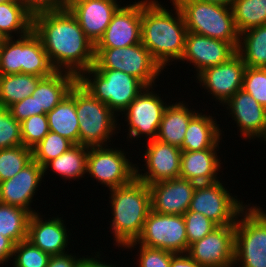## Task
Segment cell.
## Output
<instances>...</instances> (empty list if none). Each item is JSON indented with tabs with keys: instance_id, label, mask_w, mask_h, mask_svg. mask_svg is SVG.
<instances>
[{
	"instance_id": "2",
	"label": "cell",
	"mask_w": 266,
	"mask_h": 267,
	"mask_svg": "<svg viewBox=\"0 0 266 267\" xmlns=\"http://www.w3.org/2000/svg\"><path fill=\"white\" fill-rule=\"evenodd\" d=\"M158 0H142L141 43L164 70L172 61H180L187 28L180 8L172 1L175 16Z\"/></svg>"
},
{
	"instance_id": "10",
	"label": "cell",
	"mask_w": 266,
	"mask_h": 267,
	"mask_svg": "<svg viewBox=\"0 0 266 267\" xmlns=\"http://www.w3.org/2000/svg\"><path fill=\"white\" fill-rule=\"evenodd\" d=\"M222 184L221 181L197 184L188 211L201 213L218 226L235 225L238 215L247 205Z\"/></svg>"
},
{
	"instance_id": "45",
	"label": "cell",
	"mask_w": 266,
	"mask_h": 267,
	"mask_svg": "<svg viewBox=\"0 0 266 267\" xmlns=\"http://www.w3.org/2000/svg\"><path fill=\"white\" fill-rule=\"evenodd\" d=\"M68 253L50 256L47 267H80L83 256L77 258L76 255Z\"/></svg>"
},
{
	"instance_id": "38",
	"label": "cell",
	"mask_w": 266,
	"mask_h": 267,
	"mask_svg": "<svg viewBox=\"0 0 266 267\" xmlns=\"http://www.w3.org/2000/svg\"><path fill=\"white\" fill-rule=\"evenodd\" d=\"M12 258L14 267H47L50 255L26 239L15 245Z\"/></svg>"
},
{
	"instance_id": "24",
	"label": "cell",
	"mask_w": 266,
	"mask_h": 267,
	"mask_svg": "<svg viewBox=\"0 0 266 267\" xmlns=\"http://www.w3.org/2000/svg\"><path fill=\"white\" fill-rule=\"evenodd\" d=\"M78 77L65 71H55L42 78L32 96L35 97L36 114H46L54 109L70 92Z\"/></svg>"
},
{
	"instance_id": "31",
	"label": "cell",
	"mask_w": 266,
	"mask_h": 267,
	"mask_svg": "<svg viewBox=\"0 0 266 267\" xmlns=\"http://www.w3.org/2000/svg\"><path fill=\"white\" fill-rule=\"evenodd\" d=\"M53 68L39 36L31 30L23 36V74L39 77L51 76Z\"/></svg>"
},
{
	"instance_id": "35",
	"label": "cell",
	"mask_w": 266,
	"mask_h": 267,
	"mask_svg": "<svg viewBox=\"0 0 266 267\" xmlns=\"http://www.w3.org/2000/svg\"><path fill=\"white\" fill-rule=\"evenodd\" d=\"M33 160L32 149L22 146L0 150V182L20 172Z\"/></svg>"
},
{
	"instance_id": "1",
	"label": "cell",
	"mask_w": 266,
	"mask_h": 267,
	"mask_svg": "<svg viewBox=\"0 0 266 267\" xmlns=\"http://www.w3.org/2000/svg\"><path fill=\"white\" fill-rule=\"evenodd\" d=\"M32 30L39 36L56 71L79 77L93 66L95 45L68 9L33 14Z\"/></svg>"
},
{
	"instance_id": "27",
	"label": "cell",
	"mask_w": 266,
	"mask_h": 267,
	"mask_svg": "<svg viewBox=\"0 0 266 267\" xmlns=\"http://www.w3.org/2000/svg\"><path fill=\"white\" fill-rule=\"evenodd\" d=\"M49 130L79 144V121L75 109V85L69 94L50 112L46 113Z\"/></svg>"
},
{
	"instance_id": "23",
	"label": "cell",
	"mask_w": 266,
	"mask_h": 267,
	"mask_svg": "<svg viewBox=\"0 0 266 267\" xmlns=\"http://www.w3.org/2000/svg\"><path fill=\"white\" fill-rule=\"evenodd\" d=\"M218 149H204L200 151H182L180 178L196 184H208L219 181L218 172L221 160Z\"/></svg>"
},
{
	"instance_id": "8",
	"label": "cell",
	"mask_w": 266,
	"mask_h": 267,
	"mask_svg": "<svg viewBox=\"0 0 266 267\" xmlns=\"http://www.w3.org/2000/svg\"><path fill=\"white\" fill-rule=\"evenodd\" d=\"M94 69H112L139 79L146 87L156 85L163 69L142 44L118 48H95Z\"/></svg>"
},
{
	"instance_id": "53",
	"label": "cell",
	"mask_w": 266,
	"mask_h": 267,
	"mask_svg": "<svg viewBox=\"0 0 266 267\" xmlns=\"http://www.w3.org/2000/svg\"><path fill=\"white\" fill-rule=\"evenodd\" d=\"M9 1H11V0H0V4L5 3V2H9Z\"/></svg>"
},
{
	"instance_id": "52",
	"label": "cell",
	"mask_w": 266,
	"mask_h": 267,
	"mask_svg": "<svg viewBox=\"0 0 266 267\" xmlns=\"http://www.w3.org/2000/svg\"><path fill=\"white\" fill-rule=\"evenodd\" d=\"M4 40H5L4 37H0V49H1V46H2Z\"/></svg>"
},
{
	"instance_id": "42",
	"label": "cell",
	"mask_w": 266,
	"mask_h": 267,
	"mask_svg": "<svg viewBox=\"0 0 266 267\" xmlns=\"http://www.w3.org/2000/svg\"><path fill=\"white\" fill-rule=\"evenodd\" d=\"M242 89L266 108V68L246 66Z\"/></svg>"
},
{
	"instance_id": "7",
	"label": "cell",
	"mask_w": 266,
	"mask_h": 267,
	"mask_svg": "<svg viewBox=\"0 0 266 267\" xmlns=\"http://www.w3.org/2000/svg\"><path fill=\"white\" fill-rule=\"evenodd\" d=\"M256 206L248 204L235 223L234 265L239 267H266V212Z\"/></svg>"
},
{
	"instance_id": "43",
	"label": "cell",
	"mask_w": 266,
	"mask_h": 267,
	"mask_svg": "<svg viewBox=\"0 0 266 267\" xmlns=\"http://www.w3.org/2000/svg\"><path fill=\"white\" fill-rule=\"evenodd\" d=\"M140 252L139 255V266L138 267H170L171 257L174 253L148 246L138 245Z\"/></svg>"
},
{
	"instance_id": "21",
	"label": "cell",
	"mask_w": 266,
	"mask_h": 267,
	"mask_svg": "<svg viewBox=\"0 0 266 267\" xmlns=\"http://www.w3.org/2000/svg\"><path fill=\"white\" fill-rule=\"evenodd\" d=\"M119 3L117 0H79L68 10L76 18L87 38L96 45L113 15L121 7Z\"/></svg>"
},
{
	"instance_id": "15",
	"label": "cell",
	"mask_w": 266,
	"mask_h": 267,
	"mask_svg": "<svg viewBox=\"0 0 266 267\" xmlns=\"http://www.w3.org/2000/svg\"><path fill=\"white\" fill-rule=\"evenodd\" d=\"M144 160L147 171L139 170L136 164V178L147 185L153 183L179 178L181 170L182 150L171 144L163 143L157 139L146 142ZM145 173H140V171Z\"/></svg>"
},
{
	"instance_id": "6",
	"label": "cell",
	"mask_w": 266,
	"mask_h": 267,
	"mask_svg": "<svg viewBox=\"0 0 266 267\" xmlns=\"http://www.w3.org/2000/svg\"><path fill=\"white\" fill-rule=\"evenodd\" d=\"M75 109L79 121V144L87 147L108 146L116 133V115L105 103L96 99L78 81L75 83ZM114 132V133H113Z\"/></svg>"
},
{
	"instance_id": "48",
	"label": "cell",
	"mask_w": 266,
	"mask_h": 267,
	"mask_svg": "<svg viewBox=\"0 0 266 267\" xmlns=\"http://www.w3.org/2000/svg\"><path fill=\"white\" fill-rule=\"evenodd\" d=\"M170 267H204L199 265L187 253H176L171 257Z\"/></svg>"
},
{
	"instance_id": "14",
	"label": "cell",
	"mask_w": 266,
	"mask_h": 267,
	"mask_svg": "<svg viewBox=\"0 0 266 267\" xmlns=\"http://www.w3.org/2000/svg\"><path fill=\"white\" fill-rule=\"evenodd\" d=\"M246 64L236 52L226 62L204 69L196 77L203 88L224 104L243 86Z\"/></svg>"
},
{
	"instance_id": "41",
	"label": "cell",
	"mask_w": 266,
	"mask_h": 267,
	"mask_svg": "<svg viewBox=\"0 0 266 267\" xmlns=\"http://www.w3.org/2000/svg\"><path fill=\"white\" fill-rule=\"evenodd\" d=\"M183 218L186 225L188 248L189 245L204 238L218 227L211 219L198 212L187 210L183 214Z\"/></svg>"
},
{
	"instance_id": "18",
	"label": "cell",
	"mask_w": 266,
	"mask_h": 267,
	"mask_svg": "<svg viewBox=\"0 0 266 267\" xmlns=\"http://www.w3.org/2000/svg\"><path fill=\"white\" fill-rule=\"evenodd\" d=\"M44 177L43 167L32 160L14 177L0 182V202L37 213L31 203Z\"/></svg>"
},
{
	"instance_id": "16",
	"label": "cell",
	"mask_w": 266,
	"mask_h": 267,
	"mask_svg": "<svg viewBox=\"0 0 266 267\" xmlns=\"http://www.w3.org/2000/svg\"><path fill=\"white\" fill-rule=\"evenodd\" d=\"M142 0L121 6L95 48H120L141 43Z\"/></svg>"
},
{
	"instance_id": "46",
	"label": "cell",
	"mask_w": 266,
	"mask_h": 267,
	"mask_svg": "<svg viewBox=\"0 0 266 267\" xmlns=\"http://www.w3.org/2000/svg\"><path fill=\"white\" fill-rule=\"evenodd\" d=\"M32 13L54 10V0H20Z\"/></svg>"
},
{
	"instance_id": "26",
	"label": "cell",
	"mask_w": 266,
	"mask_h": 267,
	"mask_svg": "<svg viewBox=\"0 0 266 267\" xmlns=\"http://www.w3.org/2000/svg\"><path fill=\"white\" fill-rule=\"evenodd\" d=\"M185 104L180 101L167 106L160 122L157 140L181 148L189 122L197 113L194 108L191 110Z\"/></svg>"
},
{
	"instance_id": "40",
	"label": "cell",
	"mask_w": 266,
	"mask_h": 267,
	"mask_svg": "<svg viewBox=\"0 0 266 267\" xmlns=\"http://www.w3.org/2000/svg\"><path fill=\"white\" fill-rule=\"evenodd\" d=\"M21 124L5 107H0V150L22 146Z\"/></svg>"
},
{
	"instance_id": "17",
	"label": "cell",
	"mask_w": 266,
	"mask_h": 267,
	"mask_svg": "<svg viewBox=\"0 0 266 267\" xmlns=\"http://www.w3.org/2000/svg\"><path fill=\"white\" fill-rule=\"evenodd\" d=\"M245 140L266 142V108L243 89L237 91L225 104Z\"/></svg>"
},
{
	"instance_id": "30",
	"label": "cell",
	"mask_w": 266,
	"mask_h": 267,
	"mask_svg": "<svg viewBox=\"0 0 266 267\" xmlns=\"http://www.w3.org/2000/svg\"><path fill=\"white\" fill-rule=\"evenodd\" d=\"M236 52L248 67L266 68V25L240 33Z\"/></svg>"
},
{
	"instance_id": "36",
	"label": "cell",
	"mask_w": 266,
	"mask_h": 267,
	"mask_svg": "<svg viewBox=\"0 0 266 267\" xmlns=\"http://www.w3.org/2000/svg\"><path fill=\"white\" fill-rule=\"evenodd\" d=\"M74 144L59 134L49 131L42 141L32 149L33 160L42 167L52 159L68 151Z\"/></svg>"
},
{
	"instance_id": "12",
	"label": "cell",
	"mask_w": 266,
	"mask_h": 267,
	"mask_svg": "<svg viewBox=\"0 0 266 267\" xmlns=\"http://www.w3.org/2000/svg\"><path fill=\"white\" fill-rule=\"evenodd\" d=\"M153 87L156 86L145 87L122 113L128 122L129 138L137 139L145 135L147 142L157 138L160 122L168 105L159 94L153 92Z\"/></svg>"
},
{
	"instance_id": "3",
	"label": "cell",
	"mask_w": 266,
	"mask_h": 267,
	"mask_svg": "<svg viewBox=\"0 0 266 267\" xmlns=\"http://www.w3.org/2000/svg\"><path fill=\"white\" fill-rule=\"evenodd\" d=\"M113 220L110 221L116 247L123 248L141 235L151 210L149 186L136 177L128 184L110 190Z\"/></svg>"
},
{
	"instance_id": "13",
	"label": "cell",
	"mask_w": 266,
	"mask_h": 267,
	"mask_svg": "<svg viewBox=\"0 0 266 267\" xmlns=\"http://www.w3.org/2000/svg\"><path fill=\"white\" fill-rule=\"evenodd\" d=\"M187 254L204 267H234L235 225L218 226L189 245Z\"/></svg>"
},
{
	"instance_id": "50",
	"label": "cell",
	"mask_w": 266,
	"mask_h": 267,
	"mask_svg": "<svg viewBox=\"0 0 266 267\" xmlns=\"http://www.w3.org/2000/svg\"><path fill=\"white\" fill-rule=\"evenodd\" d=\"M79 0H54V10L68 9Z\"/></svg>"
},
{
	"instance_id": "9",
	"label": "cell",
	"mask_w": 266,
	"mask_h": 267,
	"mask_svg": "<svg viewBox=\"0 0 266 267\" xmlns=\"http://www.w3.org/2000/svg\"><path fill=\"white\" fill-rule=\"evenodd\" d=\"M138 244L174 254L187 253L188 240L183 215L159 214L150 210L141 235L124 248L134 249Z\"/></svg>"
},
{
	"instance_id": "20",
	"label": "cell",
	"mask_w": 266,
	"mask_h": 267,
	"mask_svg": "<svg viewBox=\"0 0 266 267\" xmlns=\"http://www.w3.org/2000/svg\"><path fill=\"white\" fill-rule=\"evenodd\" d=\"M236 53V49L226 41L187 32L181 61L195 66L196 76L204 69L226 62Z\"/></svg>"
},
{
	"instance_id": "11",
	"label": "cell",
	"mask_w": 266,
	"mask_h": 267,
	"mask_svg": "<svg viewBox=\"0 0 266 267\" xmlns=\"http://www.w3.org/2000/svg\"><path fill=\"white\" fill-rule=\"evenodd\" d=\"M108 147H89L87 174L111 190L130 183L136 177V164L127 159L124 149Z\"/></svg>"
},
{
	"instance_id": "47",
	"label": "cell",
	"mask_w": 266,
	"mask_h": 267,
	"mask_svg": "<svg viewBox=\"0 0 266 267\" xmlns=\"http://www.w3.org/2000/svg\"><path fill=\"white\" fill-rule=\"evenodd\" d=\"M14 247L15 244L9 238L0 234V265L6 264L9 259L12 261Z\"/></svg>"
},
{
	"instance_id": "44",
	"label": "cell",
	"mask_w": 266,
	"mask_h": 267,
	"mask_svg": "<svg viewBox=\"0 0 266 267\" xmlns=\"http://www.w3.org/2000/svg\"><path fill=\"white\" fill-rule=\"evenodd\" d=\"M8 109L11 115L21 123L32 115H36L35 97L28 96L20 102L12 104Z\"/></svg>"
},
{
	"instance_id": "33",
	"label": "cell",
	"mask_w": 266,
	"mask_h": 267,
	"mask_svg": "<svg viewBox=\"0 0 266 267\" xmlns=\"http://www.w3.org/2000/svg\"><path fill=\"white\" fill-rule=\"evenodd\" d=\"M30 217L28 210L0 202V234L15 245L26 240Z\"/></svg>"
},
{
	"instance_id": "5",
	"label": "cell",
	"mask_w": 266,
	"mask_h": 267,
	"mask_svg": "<svg viewBox=\"0 0 266 267\" xmlns=\"http://www.w3.org/2000/svg\"><path fill=\"white\" fill-rule=\"evenodd\" d=\"M78 82L115 114L123 112L146 87L139 79L120 70L93 67L85 70Z\"/></svg>"
},
{
	"instance_id": "29",
	"label": "cell",
	"mask_w": 266,
	"mask_h": 267,
	"mask_svg": "<svg viewBox=\"0 0 266 267\" xmlns=\"http://www.w3.org/2000/svg\"><path fill=\"white\" fill-rule=\"evenodd\" d=\"M89 147L80 144L74 145L68 151L50 160L43 166L44 175L50 169L62 179L74 181L80 177L83 178L87 173V157Z\"/></svg>"
},
{
	"instance_id": "28",
	"label": "cell",
	"mask_w": 266,
	"mask_h": 267,
	"mask_svg": "<svg viewBox=\"0 0 266 267\" xmlns=\"http://www.w3.org/2000/svg\"><path fill=\"white\" fill-rule=\"evenodd\" d=\"M33 27V14L20 0H11L0 4V35L4 38H16L27 35ZM12 34V35H11ZM20 34V35H19Z\"/></svg>"
},
{
	"instance_id": "39",
	"label": "cell",
	"mask_w": 266,
	"mask_h": 267,
	"mask_svg": "<svg viewBox=\"0 0 266 267\" xmlns=\"http://www.w3.org/2000/svg\"><path fill=\"white\" fill-rule=\"evenodd\" d=\"M20 124L23 145L30 149L38 145L50 131L46 114L32 115Z\"/></svg>"
},
{
	"instance_id": "4",
	"label": "cell",
	"mask_w": 266,
	"mask_h": 267,
	"mask_svg": "<svg viewBox=\"0 0 266 267\" xmlns=\"http://www.w3.org/2000/svg\"><path fill=\"white\" fill-rule=\"evenodd\" d=\"M181 10L188 32L229 42L236 50L239 32L232 8L199 0H171Z\"/></svg>"
},
{
	"instance_id": "19",
	"label": "cell",
	"mask_w": 266,
	"mask_h": 267,
	"mask_svg": "<svg viewBox=\"0 0 266 267\" xmlns=\"http://www.w3.org/2000/svg\"><path fill=\"white\" fill-rule=\"evenodd\" d=\"M148 186L151 210L159 214L183 215L189 209L197 184L179 177Z\"/></svg>"
},
{
	"instance_id": "51",
	"label": "cell",
	"mask_w": 266,
	"mask_h": 267,
	"mask_svg": "<svg viewBox=\"0 0 266 267\" xmlns=\"http://www.w3.org/2000/svg\"><path fill=\"white\" fill-rule=\"evenodd\" d=\"M199 1L205 2V3H211V4H217V5H224V6L232 7L235 0H199Z\"/></svg>"
},
{
	"instance_id": "32",
	"label": "cell",
	"mask_w": 266,
	"mask_h": 267,
	"mask_svg": "<svg viewBox=\"0 0 266 267\" xmlns=\"http://www.w3.org/2000/svg\"><path fill=\"white\" fill-rule=\"evenodd\" d=\"M43 77L32 74L0 75V107L9 108L31 96Z\"/></svg>"
},
{
	"instance_id": "37",
	"label": "cell",
	"mask_w": 266,
	"mask_h": 267,
	"mask_svg": "<svg viewBox=\"0 0 266 267\" xmlns=\"http://www.w3.org/2000/svg\"><path fill=\"white\" fill-rule=\"evenodd\" d=\"M20 73L23 74V36L16 40L5 38L0 49V75Z\"/></svg>"
},
{
	"instance_id": "34",
	"label": "cell",
	"mask_w": 266,
	"mask_h": 267,
	"mask_svg": "<svg viewBox=\"0 0 266 267\" xmlns=\"http://www.w3.org/2000/svg\"><path fill=\"white\" fill-rule=\"evenodd\" d=\"M231 8L239 34L266 25V0H235Z\"/></svg>"
},
{
	"instance_id": "25",
	"label": "cell",
	"mask_w": 266,
	"mask_h": 267,
	"mask_svg": "<svg viewBox=\"0 0 266 267\" xmlns=\"http://www.w3.org/2000/svg\"><path fill=\"white\" fill-rule=\"evenodd\" d=\"M216 118L203 113H197L191 118L181 146L182 151H200L204 149H219L222 131Z\"/></svg>"
},
{
	"instance_id": "22",
	"label": "cell",
	"mask_w": 266,
	"mask_h": 267,
	"mask_svg": "<svg viewBox=\"0 0 266 267\" xmlns=\"http://www.w3.org/2000/svg\"><path fill=\"white\" fill-rule=\"evenodd\" d=\"M69 234L61 217L43 220L39 212L31 214L27 240L43 252L52 255L67 253ZM66 251V252H65Z\"/></svg>"
},
{
	"instance_id": "49",
	"label": "cell",
	"mask_w": 266,
	"mask_h": 267,
	"mask_svg": "<svg viewBox=\"0 0 266 267\" xmlns=\"http://www.w3.org/2000/svg\"><path fill=\"white\" fill-rule=\"evenodd\" d=\"M97 254H95V257H84L82 259L81 262V266L80 267H116V264H109V263H105V261H100L103 258H100L99 256H101V254L99 252H96ZM97 256V257H96ZM99 258V259H98Z\"/></svg>"
}]
</instances>
